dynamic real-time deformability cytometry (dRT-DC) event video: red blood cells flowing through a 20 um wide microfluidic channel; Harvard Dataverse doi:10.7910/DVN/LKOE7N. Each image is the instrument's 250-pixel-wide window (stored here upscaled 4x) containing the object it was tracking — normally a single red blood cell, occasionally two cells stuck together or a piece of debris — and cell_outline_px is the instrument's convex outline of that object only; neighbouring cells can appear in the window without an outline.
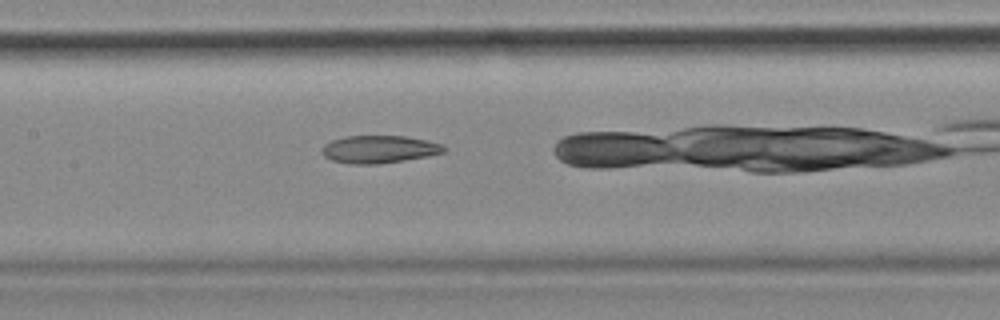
{"species": "common noctule bat (a hibernating species)", "species_latin": "Nyctalus noctula", "temperature_condition": "cold", "stored_images_in_passage": 32, "camera_frame_rate_fps": 3000, "um_per_image_px": 0.085, "animal": {"sex": "female", "body_mass_g": 18.4}, "frame": {"image": 1, "passage_image": 14, "time_ms": 4.333, "image_size_px": [1000, 320], "cell_outline_px": [[448, 148], [444, 152], [428, 156], [380, 164], [348, 164], [332, 160], [324, 156], [320, 152], [320, 148], [324, 144], [332, 140], [344, 136], [404, 136], [428, 140], [444, 144]], "centroid_in_image_um": [32.22, 12.69], "position_along_channel_um": 175.2, "area_um2": 19.94}}